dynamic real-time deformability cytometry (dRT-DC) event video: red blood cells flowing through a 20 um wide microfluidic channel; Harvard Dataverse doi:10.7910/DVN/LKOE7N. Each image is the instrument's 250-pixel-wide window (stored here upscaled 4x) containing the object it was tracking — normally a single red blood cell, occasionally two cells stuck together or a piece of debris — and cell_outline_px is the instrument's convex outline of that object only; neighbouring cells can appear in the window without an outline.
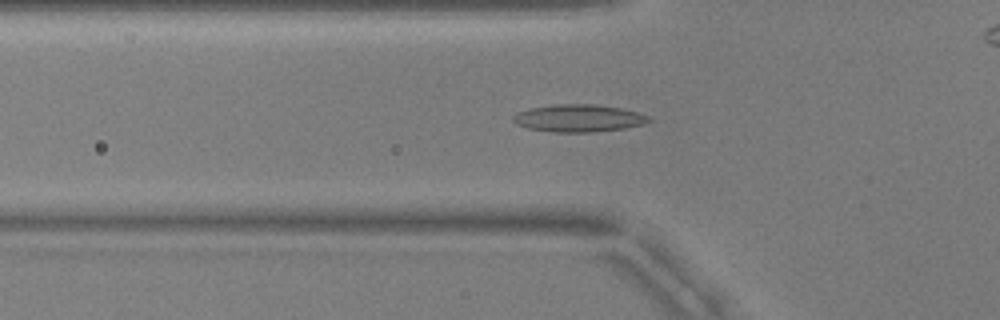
{"species": "common noctule bat (a hibernating species)", "species_latin": "Nyctalus noctula", "temperature_condition": "warm", "stored_images_in_passage": 54, "camera_frame_rate_fps": 3000, "um_per_image_px": 0.085, "animal": {"sex": "male", "body_mass_g": 17.9, "forearm_length_mm": 54.2}, "frame": {"image": 1, "passage_image": 18, "time_ms": 5.667, "image_size_px": [1000, 320], "cell_outline_px": [[652, 120], [644, 124], [624, 128], [592, 132], [552, 132], [528, 128], [516, 124], [512, 120], [512, 116], [516, 112], [528, 108], [552, 104], [596, 104], [620, 108], [636, 112], [648, 116]], "centroid_in_image_um": [49.13, 10.04], "position_along_channel_um": 76.7, "area_um2": 21.79}}
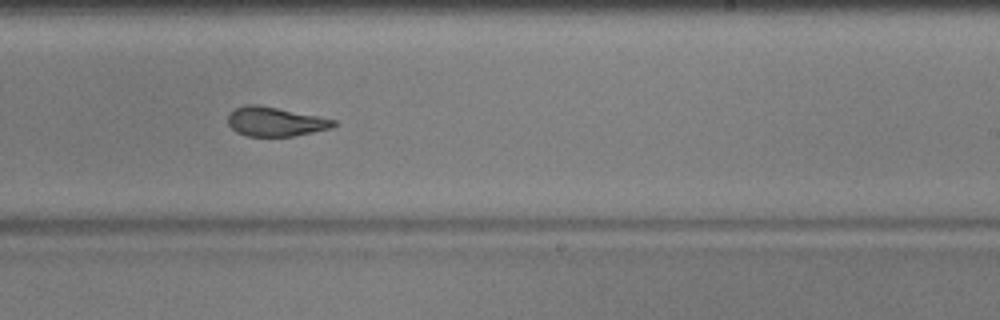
{"frame": {"image": 2, "passage_image": 33, "time_ms": 10.667, "image_size_px": [1000, 320], "cell_outline_px": [[336, 124], [332, 128], [292, 136], [244, 136], [236, 132], [228, 124], [228, 112], [244, 104], [260, 104], [336, 120]], "centroid_in_image_um": [23.35, 10.33], "position_along_channel_um": 265.7, "area_um2": 18.09}}
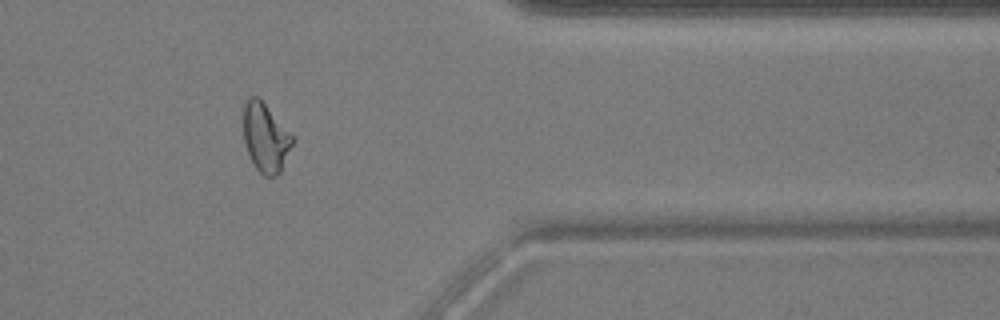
{"frame": {"image": 3, "passage_image": 44, "time_ms": 14.333, "image_size_px": [1000, 320], "cell_outline_px": [[296, 140], [280, 172], [276, 176], [264, 176], [256, 168], [248, 152], [244, 140], [244, 104], [248, 96], [256, 96], [292, 132]], "centroid_in_image_um": [22.61, 11.7], "position_along_channel_um": 388.8, "area_um2": 19.71}, "authors_computed_cell_mechanics": {"area_um2": 19.5942, "velocity_mm_per_s": 3.7656, "shape_relaxation_time_tau1_ms": null, "shape_relaxation_time_tau2_ms": 2.0082, "deformation_change_tau1": null, "deformation_change_tau2": 0.0959}}